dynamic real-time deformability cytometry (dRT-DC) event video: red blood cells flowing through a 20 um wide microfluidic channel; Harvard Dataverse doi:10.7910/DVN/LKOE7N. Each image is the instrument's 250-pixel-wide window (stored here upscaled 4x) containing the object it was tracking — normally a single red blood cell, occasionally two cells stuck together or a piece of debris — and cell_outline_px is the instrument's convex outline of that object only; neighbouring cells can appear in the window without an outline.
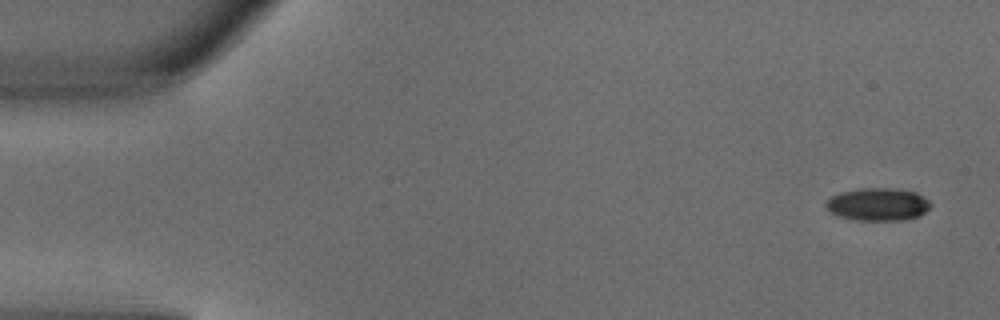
{"species": "common noctule bat (a hibernating species)", "species_latin": "Nyctalus noctula", "temperature_condition": "warm", "stored_images_in_passage": 5, "camera_frame_rate_fps": 3000, "um_per_image_px": 0.085, "animal": {"sex": "male", "body_mass_g": 18.8}, "frame": {"image": 1, "passage_image": 1, "time_ms": 0.0, "image_size_px": [1000, 320], "cell_outline_px": [[932, 204], [920, 216], [904, 220], [856, 220], [836, 216], [824, 204], [832, 196], [840, 192], [860, 188], [892, 188], [916, 192], [928, 200]], "centroid_in_image_um": [74.62, 17.37], "position_along_channel_um": 10.4, "area_um2": 19.94}}
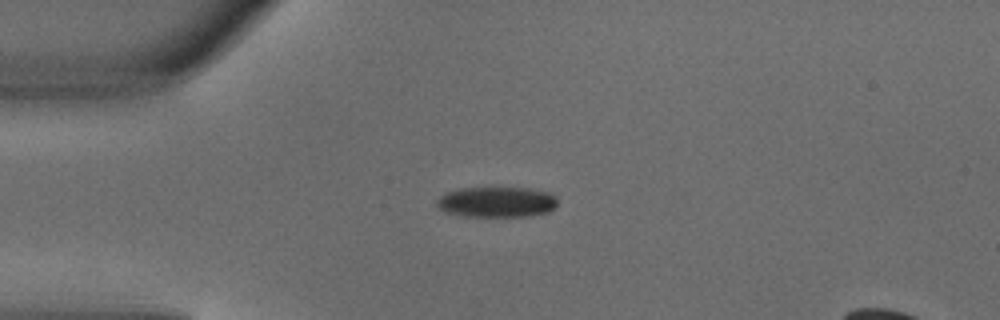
{"frame": {"image": 2, "passage_image": 4, "time_ms": 1.0, "image_size_px": [1000, 320], "cell_outline_px": [[556, 208], [548, 212], [528, 216], [464, 216], [444, 212], [436, 204], [436, 200], [444, 192], [456, 188], [528, 188], [548, 192], [556, 196]], "centroid_in_image_um": [42.19, 17.16], "position_along_channel_um": 42.8, "area_um2": 21.62}}
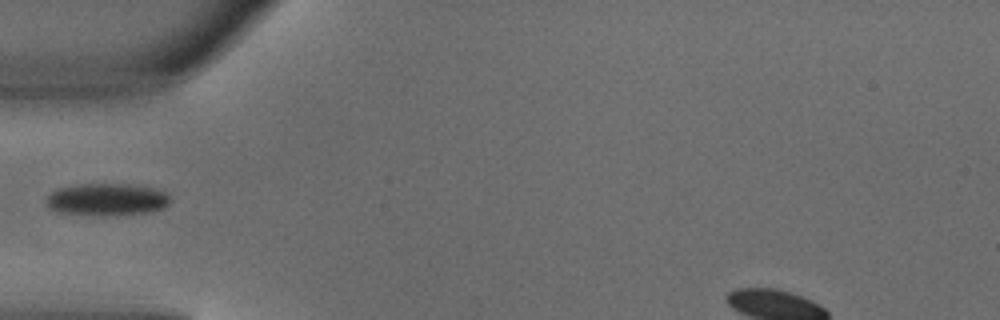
{"frame": {"image": 3, "passage_image": 5, "time_ms": 1.333, "image_size_px": [1000, 320], "cell_outline_px": [[168, 204], [164, 208], [148, 212], [104, 216], [56, 212], [48, 208], [44, 200], [52, 192], [60, 188], [80, 184], [124, 184], [152, 188], [164, 192], [168, 196]], "centroid_in_image_um": [9.02, 16.97], "position_along_channel_um": 76.0, "area_um2": 23.12}}